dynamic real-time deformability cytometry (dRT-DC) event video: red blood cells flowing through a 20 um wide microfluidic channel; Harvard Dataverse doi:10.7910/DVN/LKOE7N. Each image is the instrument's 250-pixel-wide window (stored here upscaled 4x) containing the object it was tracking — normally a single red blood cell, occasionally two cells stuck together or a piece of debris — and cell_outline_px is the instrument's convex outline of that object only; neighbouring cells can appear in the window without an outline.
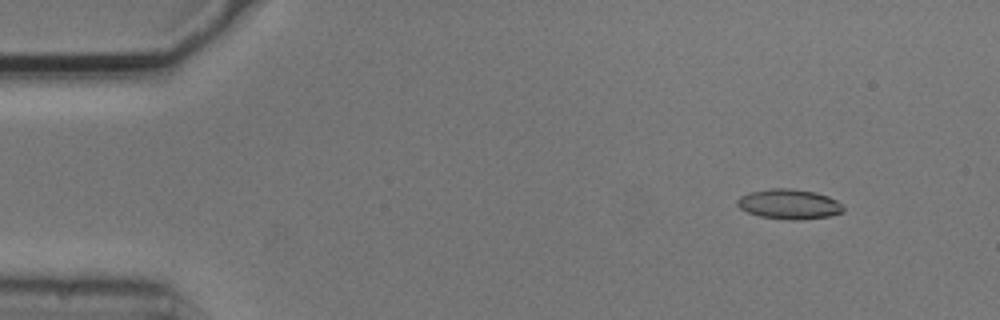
{"species": "common noctule bat (a hibernating species)", "species_latin": "Nyctalus noctula", "temperature_condition": "cold", "stored_images_in_passage": 4, "camera_frame_rate_fps": 3000, "um_per_image_px": 0.085, "animal": {"sex": "male", "body_mass_g": 20.5, "forearm_length_mm": 52.5}, "frame": {"image": 1, "passage_image": 1, "time_ms": 0.0, "image_size_px": [1000, 320], "cell_outline_px": [[844, 212], [828, 216], [796, 220], [792, 220], [760, 216], [748, 212], [740, 208], [736, 204], [736, 200], [740, 196], [748, 192], [772, 188], [788, 188], [816, 192], [828, 196], [836, 200], [844, 208]], "centroid_in_image_um": [67.05, 17.34], "position_along_channel_um": 17.9, "area_um2": 18.44}}
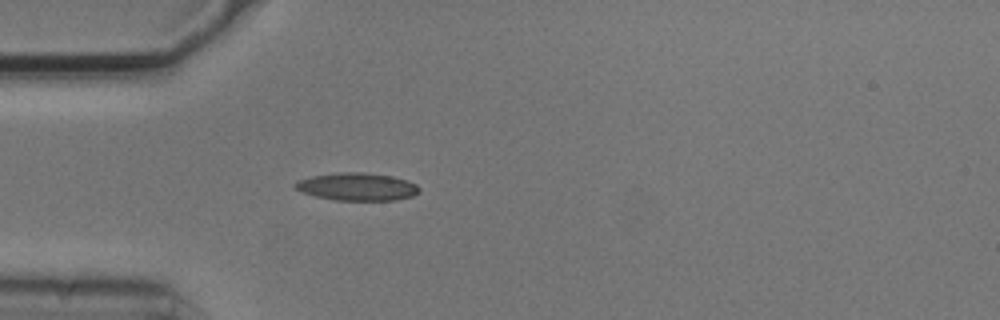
{"frame": {"image": 2, "passage_image": 4, "time_ms": 1.0, "image_size_px": [1000, 320], "cell_outline_px": [[420, 192], [412, 196], [396, 200], [336, 200], [316, 196], [304, 192], [296, 188], [292, 184], [296, 180], [312, 176], [336, 172], [364, 172], [392, 176], [408, 180], [416, 184], [420, 188]], "centroid_in_image_um": [30.37, 15.86], "position_along_channel_um": 54.6, "area_um2": 20.11}}